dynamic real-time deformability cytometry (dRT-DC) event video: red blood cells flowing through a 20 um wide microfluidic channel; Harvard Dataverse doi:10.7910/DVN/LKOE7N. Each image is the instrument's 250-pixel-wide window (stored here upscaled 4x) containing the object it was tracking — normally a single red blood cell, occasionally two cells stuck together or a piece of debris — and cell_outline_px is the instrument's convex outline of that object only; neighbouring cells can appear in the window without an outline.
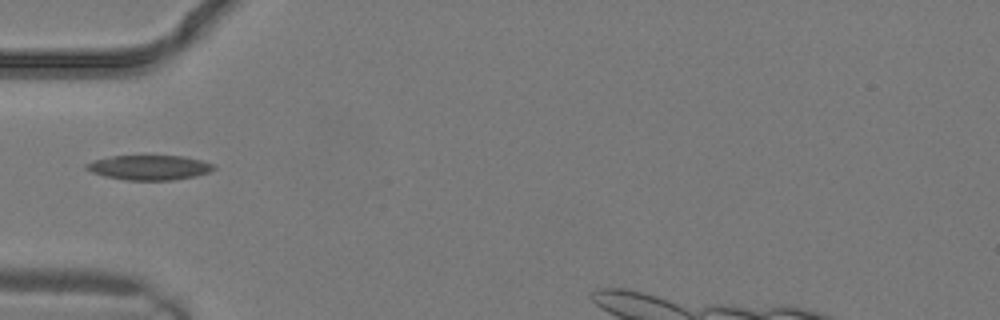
{"species": "common noctule bat (a hibernating species)", "species_latin": "Nyctalus noctula", "temperature_condition": "warm", "stored_images_in_passage": 2, "camera_frame_rate_fps": 3000, "um_per_image_px": 0.085, "animal": {"sex": "male", "body_mass_g": 19.2, "forearm_length_mm": 51.8}, "frame": {"image": 1, "passage_image": 1, "time_ms": 0.0, "image_size_px": [1000, 320], "cell_outline_px": [[216, 168], [208, 172], [196, 176], [172, 180], [128, 180], [104, 176], [92, 172], [84, 168], [84, 164], [96, 160], [112, 156], [184, 156], [216, 164]], "centroid_in_image_um": [12.71, 14.24], "position_along_channel_um": 72.3, "area_um2": 18.32}}